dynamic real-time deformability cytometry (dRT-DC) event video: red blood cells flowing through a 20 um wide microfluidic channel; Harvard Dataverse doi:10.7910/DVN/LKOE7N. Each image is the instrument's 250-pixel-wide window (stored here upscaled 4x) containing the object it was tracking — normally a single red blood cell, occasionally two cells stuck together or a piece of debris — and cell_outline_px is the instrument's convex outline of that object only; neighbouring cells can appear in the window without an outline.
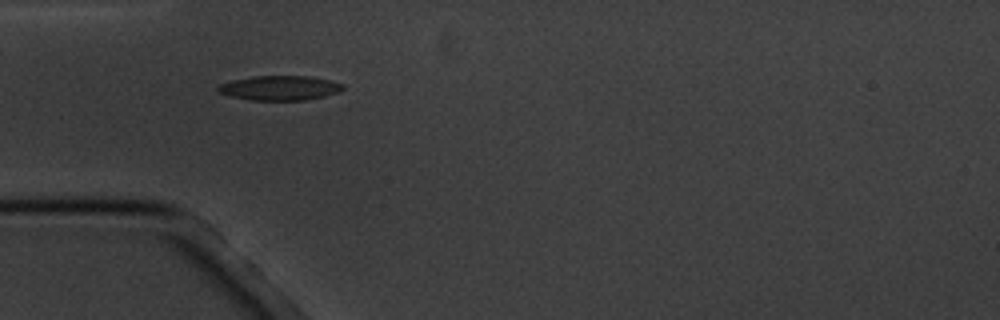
{"species": "common noctule bat (a hibernating species)", "species_latin": "Nyctalus noctula", "temperature_condition": "cold", "stored_images_in_passage": 6, "camera_frame_rate_fps": 3000, "um_per_image_px": 0.085, "animal": {"sex": "male", "body_mass_g": 20.1, "forearm_length_mm": 53.5}, "frame": {"image": 1, "passage_image": 4, "time_ms": 3.333, "image_size_px": [1000, 320], "cell_outline_px": [[344, 88], [340, 92], [324, 96], [304, 100], [252, 100], [232, 96], [220, 92], [216, 88], [220, 84], [232, 80], [252, 76], [308, 76], [328, 80], [344, 84]], "centroid_in_image_um": [23.8, 7.47], "position_along_channel_um": 61.2, "area_um2": 17.74}}
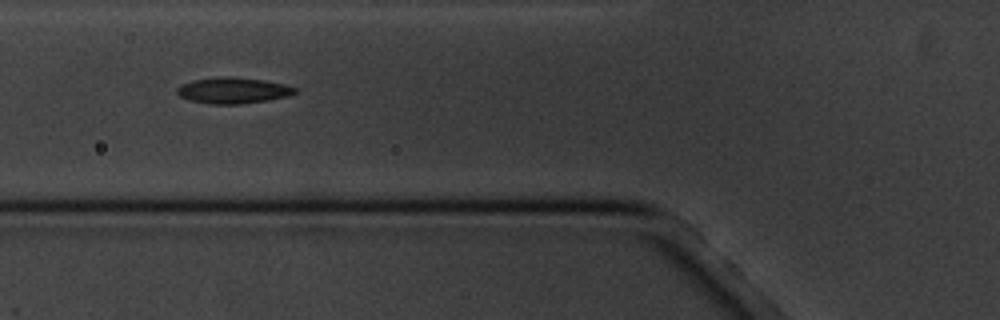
{"frame": {"image": 2, "passage_image": 5, "time_ms": 4.667, "image_size_px": [1000, 320], "cell_outline_px": [[296, 92], [292, 96], [268, 100], [240, 104], [212, 104], [188, 100], [180, 96], [176, 92], [176, 88], [180, 84], [192, 80], [216, 76], [228, 76], [264, 80], [284, 84], [296, 88]], "centroid_in_image_um": [19.79, 7.68], "position_along_channel_um": 106.0, "area_um2": 18.15}}
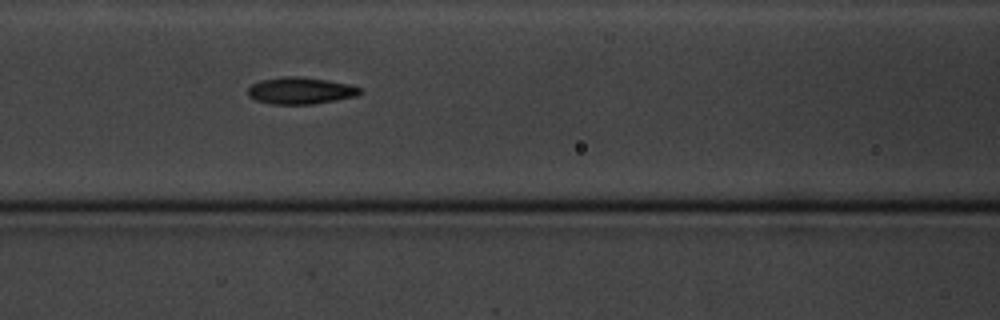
{"frame": {"image": 3, "passage_image": 6, "time_ms": 5.667, "image_size_px": [1000, 320], "cell_outline_px": [[364, 92], [356, 96], [336, 100], [312, 104], [272, 104], [256, 100], [248, 96], [248, 88], [252, 84], [260, 80], [280, 76], [296, 76], [352, 84], [360, 88]], "centroid_in_image_um": [25.54, 7.7], "position_along_channel_um": 141.1, "area_um2": 17.57}}